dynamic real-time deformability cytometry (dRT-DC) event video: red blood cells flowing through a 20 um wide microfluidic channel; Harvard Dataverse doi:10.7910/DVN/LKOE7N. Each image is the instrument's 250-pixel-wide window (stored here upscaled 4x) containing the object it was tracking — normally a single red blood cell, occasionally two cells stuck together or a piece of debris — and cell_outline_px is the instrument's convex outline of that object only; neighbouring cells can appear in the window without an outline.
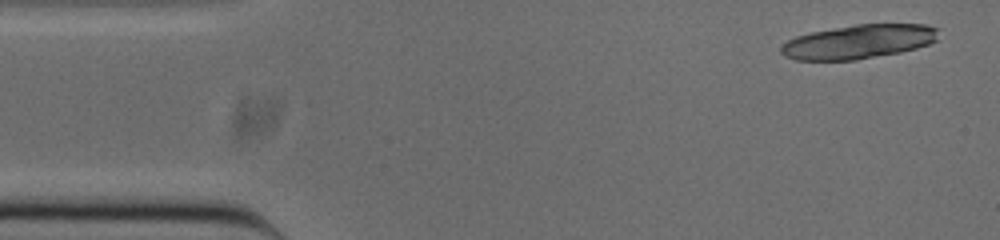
{"species": "common noctule bat (a hibernating species)", "species_latin": "Nyctalus noctula", "temperature_condition": "cold", "stored_images_in_passage": 14, "camera_frame_rate_fps": 3000, "um_per_image_px": 0.085, "animal": {"sex": "male", "body_mass_g": 20.0, "forearm_length_mm": 53.3}, "frame": {"image": 1, "passage_image": 1, "time_ms": 0.0, "image_size_px": [1000, 240], "cell_outline_px": [[940, 28], [936, 40], [928, 44], [916, 48], [900, 52], [856, 60], [796, 60], [784, 56], [780, 52], [780, 48], [788, 40], [796, 36], [812, 32], [856, 24], [924, 24]], "centroid_in_image_um": [73.0, 3.54], "position_along_channel_um": 12.0, "area_um2": 31.21}}